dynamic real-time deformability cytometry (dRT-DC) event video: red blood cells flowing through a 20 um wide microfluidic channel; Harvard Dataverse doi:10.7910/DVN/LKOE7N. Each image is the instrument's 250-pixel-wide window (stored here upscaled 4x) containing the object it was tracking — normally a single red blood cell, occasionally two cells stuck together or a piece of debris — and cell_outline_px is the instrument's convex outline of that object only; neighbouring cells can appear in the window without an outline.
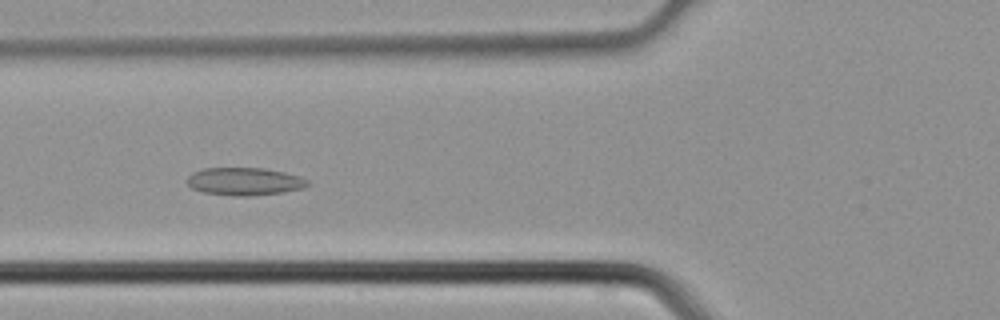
{"species": "common noctule bat (a hibernating species)", "species_latin": "Nyctalus noctula", "temperature_condition": "cold", "stored_images_in_passage": 4, "camera_frame_rate_fps": 3000, "um_per_image_px": 0.085, "animal": {"sex": "male", "body_mass_g": 21.5, "forearm_length_mm": 52.0}, "frame": {"image": 1, "passage_image": 4, "time_ms": 1.0, "image_size_px": [1000, 320], "cell_outline_px": [[312, 184], [304, 188], [280, 192], [248, 196], [232, 196], [204, 192], [192, 188], [188, 184], [188, 176], [192, 172], [204, 168], [264, 168], [284, 172], [300, 176], [308, 180]], "centroid_in_image_um": [20.81, 15.42], "position_along_channel_um": 105.0, "area_um2": 19.48}}